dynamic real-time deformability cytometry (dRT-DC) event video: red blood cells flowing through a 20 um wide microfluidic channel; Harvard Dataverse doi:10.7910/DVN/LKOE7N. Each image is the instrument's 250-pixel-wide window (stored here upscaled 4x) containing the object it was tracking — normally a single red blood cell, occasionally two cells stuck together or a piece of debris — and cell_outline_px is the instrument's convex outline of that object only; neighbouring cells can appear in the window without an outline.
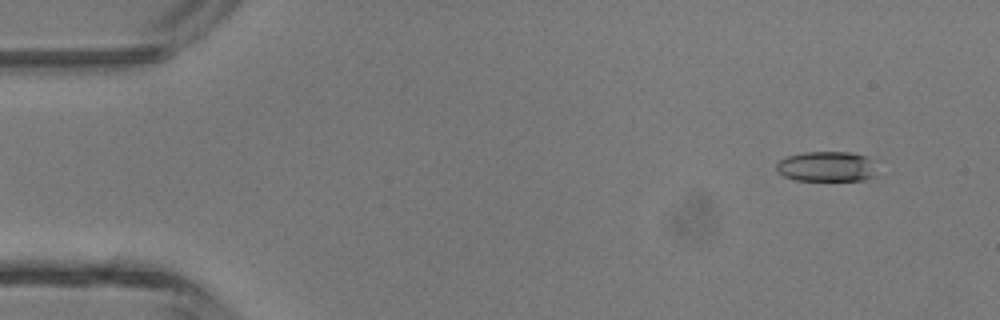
{"species": "common noctule bat (a hibernating species)", "species_latin": "Nyctalus noctula", "temperature_condition": "room temperature", "stored_images_in_passage": 3, "camera_frame_rate_fps": 3000, "um_per_image_px": 0.085, "animal": {"sex": "male", "body_mass_g": 13.3}, "frame": {"image": 1, "passage_image": 1, "time_ms": 0.0, "image_size_px": [1000, 320], "cell_outline_px": [[880, 176], [864, 180], [796, 180], [784, 176], [776, 168], [776, 164], [780, 160], [788, 156], [804, 152], [848, 152], [868, 156]], "centroid_in_image_um": [70.33, 14.16], "position_along_channel_um": 14.7, "area_um2": 17.8}}
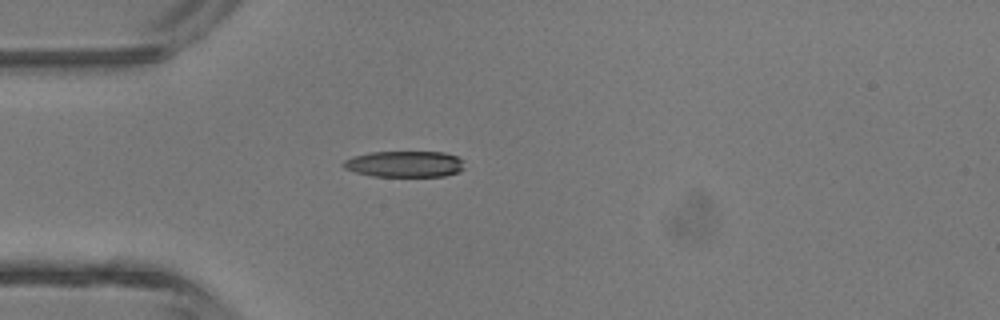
{"frame": {"image": 2, "passage_image": 3, "time_ms": 3.0, "image_size_px": [1000, 320], "cell_outline_px": [[464, 168], [460, 172], [444, 176], [372, 176], [356, 172], [344, 168], [340, 164], [344, 160], [352, 156], [368, 152], [444, 152], [456, 156], [464, 160]], "centroid_in_image_um": [34.39, 13.94], "position_along_channel_um": 50.6, "area_um2": 18.67}}